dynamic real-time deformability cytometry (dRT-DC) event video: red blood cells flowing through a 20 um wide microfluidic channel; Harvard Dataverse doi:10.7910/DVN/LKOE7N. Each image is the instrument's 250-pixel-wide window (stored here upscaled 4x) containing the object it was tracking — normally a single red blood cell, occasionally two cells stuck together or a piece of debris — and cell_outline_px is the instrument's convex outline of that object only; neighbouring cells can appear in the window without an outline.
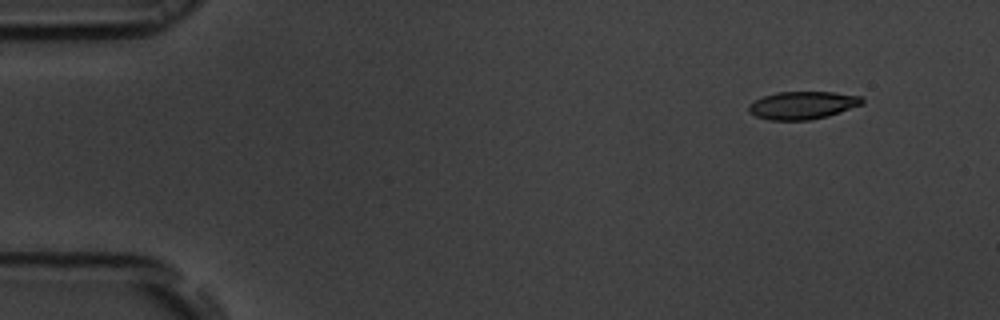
{"species": "common noctule bat (a hibernating species)", "species_latin": "Nyctalus noctula", "temperature_condition": "room temperature", "stored_images_in_passage": 8, "camera_frame_rate_fps": 3000, "um_per_image_px": 0.085, "animal": {"sex": "male", "body_mass_g": 19.5, "forearm_length_mm": 54.6}, "frame": {"image": 1, "passage_image": 1, "time_ms": 0.0, "image_size_px": [1000, 320], "cell_outline_px": [[864, 104], [828, 116], [808, 120], [768, 120], [756, 116], [748, 112], [748, 104], [764, 96], [776, 92], [836, 92], [860, 96], [864, 100]], "centroid_in_image_um": [68.22, 8.95], "position_along_channel_um": 16.8, "area_um2": 18.44}}